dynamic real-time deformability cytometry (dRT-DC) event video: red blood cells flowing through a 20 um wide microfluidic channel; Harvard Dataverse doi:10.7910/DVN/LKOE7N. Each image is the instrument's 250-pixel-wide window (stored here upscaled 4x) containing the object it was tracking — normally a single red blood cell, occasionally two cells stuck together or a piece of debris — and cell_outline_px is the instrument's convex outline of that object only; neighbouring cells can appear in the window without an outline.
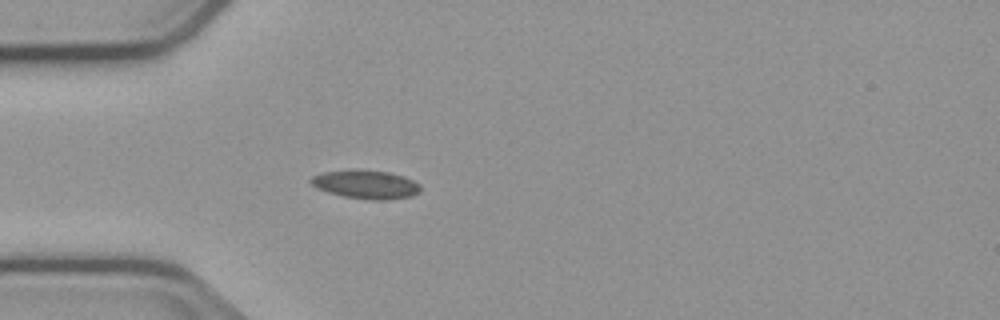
{"species": "common noctule bat (a hibernating species)", "species_latin": "Nyctalus noctula", "temperature_condition": "cold", "stored_images_in_passage": 5, "camera_frame_rate_fps": 3000, "um_per_image_px": 0.085, "animal": {"sex": "male", "body_mass_g": 23.1, "forearm_length_mm": 52.7}, "frame": {"image": 1, "passage_image": 5, "time_ms": 5.333, "image_size_px": [1000, 320], "cell_outline_px": [[420, 192], [412, 196], [384, 200], [372, 200], [344, 196], [328, 192], [316, 188], [308, 180], [312, 176], [324, 172], [352, 168], [364, 168], [388, 172], [404, 176], [420, 184]], "centroid_in_image_um": [31.09, 15.65], "position_along_channel_um": 53.9, "area_um2": 18.61}}